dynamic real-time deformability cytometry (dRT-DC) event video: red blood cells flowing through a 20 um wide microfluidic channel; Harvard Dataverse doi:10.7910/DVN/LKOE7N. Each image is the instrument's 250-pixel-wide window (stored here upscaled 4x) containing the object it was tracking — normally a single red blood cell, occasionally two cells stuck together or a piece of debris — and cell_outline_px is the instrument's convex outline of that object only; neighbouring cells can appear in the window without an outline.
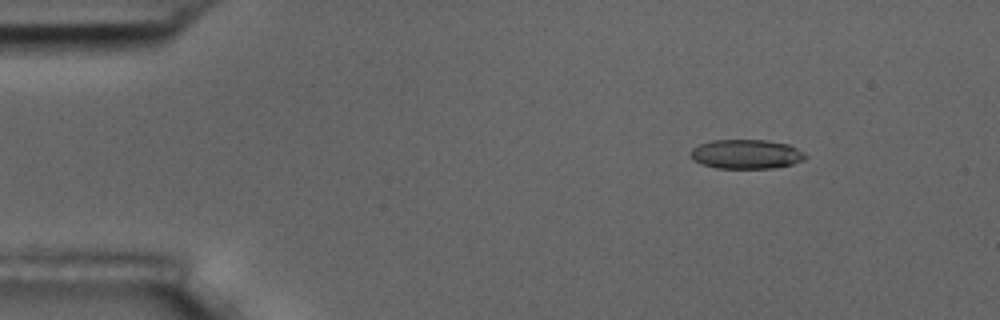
{"species": "common noctule bat (a hibernating species)", "species_latin": "Nyctalus noctula", "temperature_condition": "room temperature", "stored_images_in_passage": 5, "camera_frame_rate_fps": 3000, "um_per_image_px": 0.085, "animal": {"sex": "male", "body_mass_g": 17.5, "forearm_length_mm": 52.3}, "frame": {"image": 1, "passage_image": 3, "time_ms": 2.333, "image_size_px": [1000, 320], "cell_outline_px": [[808, 156], [804, 160], [792, 164], [772, 168], [716, 168], [700, 164], [692, 160], [692, 148], [700, 144], [712, 140], [768, 140], [788, 144], [804, 152]], "centroid_in_image_um": [63.44, 13.1], "position_along_channel_um": 21.6, "area_um2": 19.65}}